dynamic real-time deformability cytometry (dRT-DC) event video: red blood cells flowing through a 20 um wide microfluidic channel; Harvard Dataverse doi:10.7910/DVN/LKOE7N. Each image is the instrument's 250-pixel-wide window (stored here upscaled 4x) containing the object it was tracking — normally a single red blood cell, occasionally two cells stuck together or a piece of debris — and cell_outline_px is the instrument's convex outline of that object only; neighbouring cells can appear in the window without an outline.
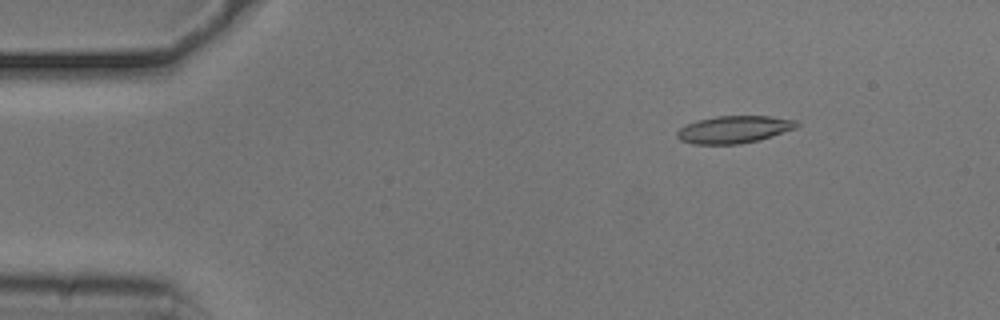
{"species": "common noctule bat (a hibernating species)", "species_latin": "Nyctalus noctula", "temperature_condition": "cold", "stored_images_in_passage": 54, "camera_frame_rate_fps": 3000, "um_per_image_px": 0.085, "animal": {"sex": "male", "body_mass_g": 20.5, "forearm_length_mm": 52.5}, "frame": {"image": 1, "passage_image": 7, "time_ms": 2.0, "image_size_px": [1000, 320], "cell_outline_px": [[800, 124], [796, 128], [760, 140], [740, 144], [692, 144], [680, 140], [676, 136], [676, 132], [680, 128], [696, 120], [716, 116], [768, 116], [796, 120]], "centroid_in_image_um": [62.39, 11.01], "position_along_channel_um": 22.6, "area_um2": 19.13}}
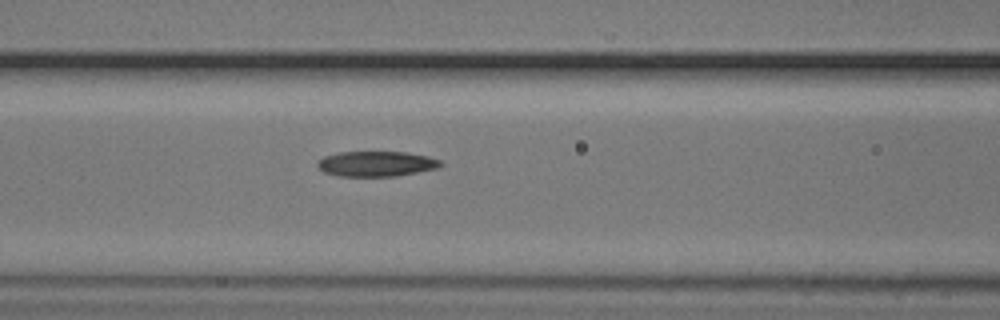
{"frame": {"image": 2, "passage_image": 22, "time_ms": 7.0, "image_size_px": [1000, 320], "cell_outline_px": [[444, 164], [440, 168], [396, 176], [340, 176], [324, 172], [316, 164], [316, 160], [324, 156], [340, 152], [404, 152], [428, 156], [440, 160]], "centroid_in_image_um": [32.0, 13.92], "position_along_channel_um": 134.6, "area_um2": 18.21}}
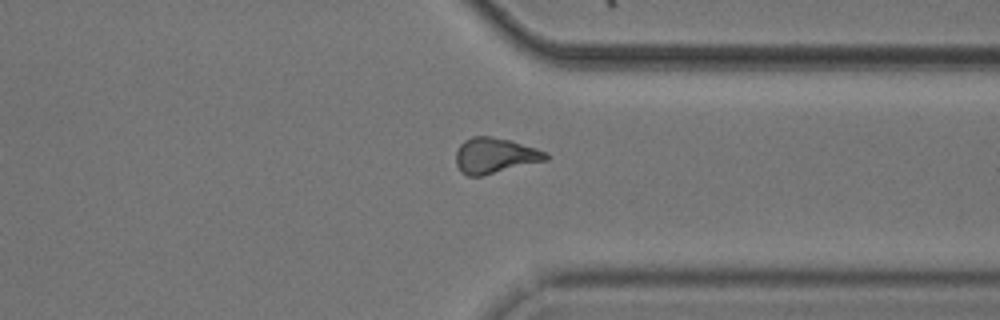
{"frame": {"image": 3, "passage_image": 41, "time_ms": 13.333, "image_size_px": [1000, 320], "cell_outline_px": [[548, 160], [480, 176], [468, 176], [460, 172], [456, 164], [456, 152], [460, 144], [464, 140], [472, 136], [492, 136], [508, 140], [536, 148], [548, 152]], "centroid_in_image_um": [42.05, 13.22], "position_along_channel_um": 369.3, "area_um2": 18.61}, "authors_computed_cell_mechanics": {"area_um2": 18.5538, "velocity_mm_per_s": 3.7238, "shape_relaxation_time_tau1_ms": 8.298, "shape_relaxation_time_tau2_ms": 5.6167, "deformation_change_tau1": 0.2, "deformation_change_tau2": 0.1516}}